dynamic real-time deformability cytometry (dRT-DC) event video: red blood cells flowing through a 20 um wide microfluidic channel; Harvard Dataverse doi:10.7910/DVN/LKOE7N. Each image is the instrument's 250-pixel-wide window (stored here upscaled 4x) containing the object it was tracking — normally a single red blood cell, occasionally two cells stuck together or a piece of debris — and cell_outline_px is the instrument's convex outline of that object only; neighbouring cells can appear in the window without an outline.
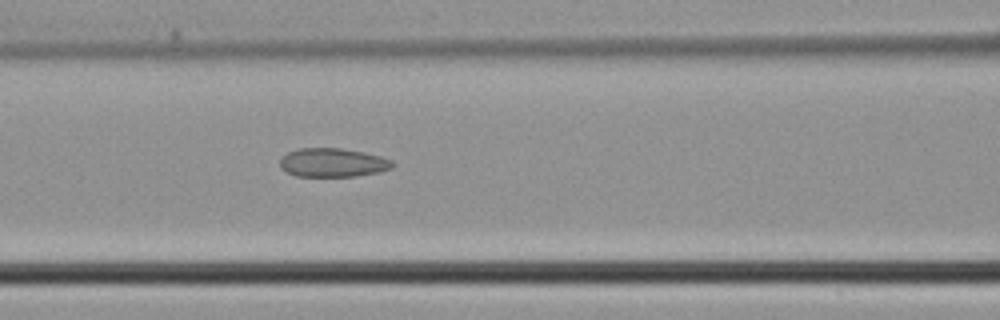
{"species": "common noctule bat (a hibernating species)", "species_latin": "Nyctalus noctula", "temperature_condition": "cold", "stored_images_in_passage": 6, "camera_frame_rate_fps": 3000, "um_per_image_px": 0.085, "animal": {"sex": "male", "body_mass_g": 21.5, "forearm_length_mm": 52.0}, "frame": {"image": 1, "passage_image": 6, "time_ms": 1.667, "image_size_px": [1000, 320], "cell_outline_px": [[396, 164], [392, 168], [380, 172], [356, 176], [296, 176], [280, 168], [280, 160], [288, 152], [296, 148], [340, 148], [364, 152], [380, 156], [392, 160]], "centroid_in_image_um": [28.31, 13.82], "position_along_channel_um": 138.3, "area_um2": 18.96}}